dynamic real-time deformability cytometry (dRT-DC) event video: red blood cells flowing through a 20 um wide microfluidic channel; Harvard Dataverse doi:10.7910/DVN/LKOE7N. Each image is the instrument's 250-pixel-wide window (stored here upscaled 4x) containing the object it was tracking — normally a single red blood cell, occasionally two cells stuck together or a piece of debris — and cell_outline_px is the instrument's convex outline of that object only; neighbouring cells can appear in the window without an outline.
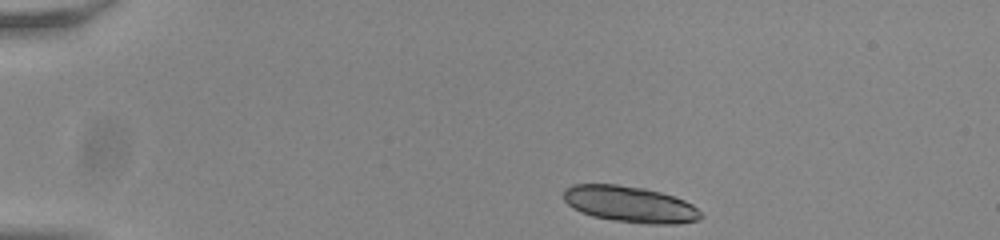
{"species": "common noctule bat (a hibernating species)", "species_latin": "Nyctalus noctula", "temperature_condition": "room temperature", "stored_images_in_passage": 46, "segment_of_instrument_passage": [1, 2], "camera_frame_rate_fps": 3000, "um_per_image_px": 0.085, "animal": {"sex": "male", "body_mass_g": 20.0, "forearm_length_mm": 53.3}, "frame": {"image": 1, "passage_image": 1, "time_ms": 0.0, "image_size_px": [1000, 240], "cell_outline_px": [[704, 216], [700, 220], [676, 224], [648, 224], [612, 220], [592, 216], [580, 212], [572, 208], [564, 200], [564, 188], [572, 184], [616, 184], [644, 188], [660, 192], [684, 200], [692, 204]], "centroid_in_image_um": [53.54, 17.36], "position_along_channel_um": 31.5, "area_um2": 29.13}}